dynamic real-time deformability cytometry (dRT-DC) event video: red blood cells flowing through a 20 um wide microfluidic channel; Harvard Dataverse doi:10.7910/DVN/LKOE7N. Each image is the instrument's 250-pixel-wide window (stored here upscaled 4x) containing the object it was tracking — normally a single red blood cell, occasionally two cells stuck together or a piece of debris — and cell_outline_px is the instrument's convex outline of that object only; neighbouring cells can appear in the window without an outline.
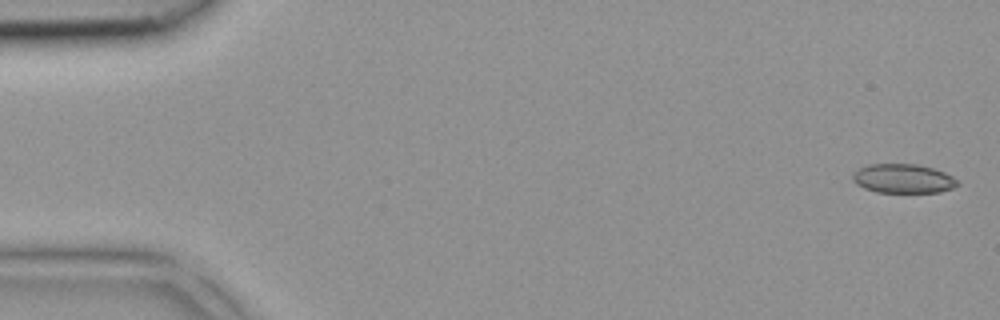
{"species": "common noctule bat (a hibernating species)", "species_latin": "Nyctalus noctula", "temperature_condition": "room temperature", "stored_images_in_passage": 42, "camera_frame_rate_fps": 3000, "um_per_image_px": 0.085, "animal": {"sex": "female", "body_mass_g": 18.4}, "frame": {"image": 1, "passage_image": 1, "time_ms": 0.0, "image_size_px": [1000, 320], "cell_outline_px": [[960, 184], [952, 188], [940, 192], [876, 192], [864, 188], [856, 184], [852, 180], [852, 176], [860, 168], [868, 164], [916, 164], [932, 168], [944, 172], [960, 180]], "centroid_in_image_um": [76.79, 15.18], "position_along_channel_um": 8.2, "area_um2": 17.8}}
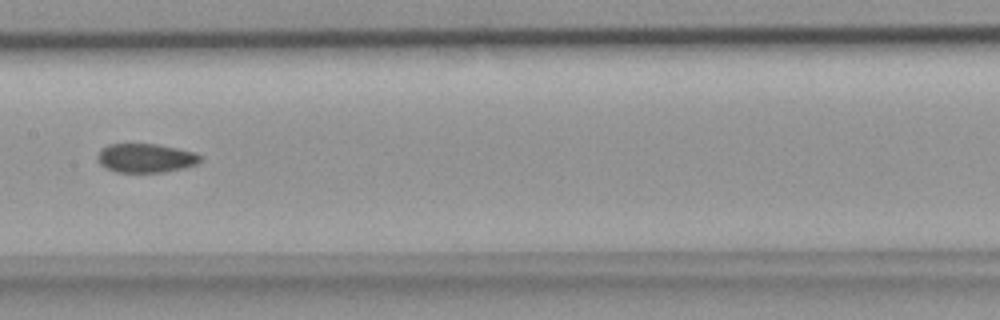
{"frame": {"image": 2, "passage_image": 21, "time_ms": 6.667, "image_size_px": [1000, 320], "cell_outline_px": [[204, 156], [196, 164], [184, 168], [164, 172], [116, 172], [100, 164], [96, 156], [100, 148], [108, 144], [156, 144], [196, 152]], "centroid_in_image_um": [12.39, 13.43], "position_along_channel_um": 195.0, "area_um2": 17.46}}
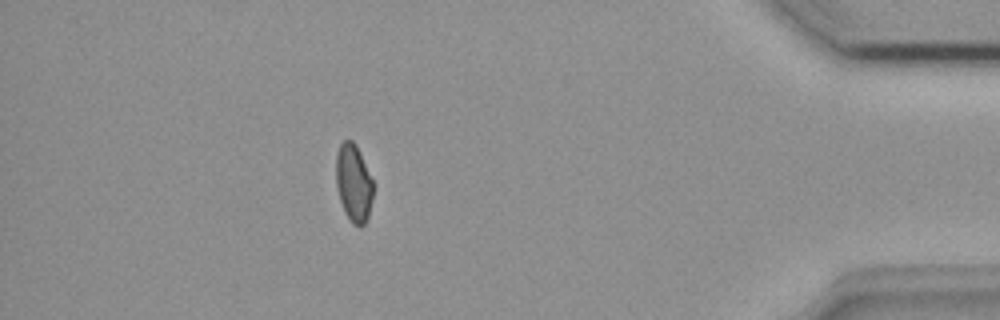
{"frame": {"image": 3, "passage_image": 37, "time_ms": 12.0, "image_size_px": [1000, 320], "cell_outline_px": [[372, 200], [368, 216], [364, 224], [360, 228], [352, 224], [348, 220], [344, 212], [340, 200], [336, 184], [336, 156], [340, 144], [344, 140], [352, 140], [356, 144], [372, 180]], "centroid_in_image_um": [30.04, 15.59], "position_along_channel_um": 405.2, "area_um2": 16.76}}